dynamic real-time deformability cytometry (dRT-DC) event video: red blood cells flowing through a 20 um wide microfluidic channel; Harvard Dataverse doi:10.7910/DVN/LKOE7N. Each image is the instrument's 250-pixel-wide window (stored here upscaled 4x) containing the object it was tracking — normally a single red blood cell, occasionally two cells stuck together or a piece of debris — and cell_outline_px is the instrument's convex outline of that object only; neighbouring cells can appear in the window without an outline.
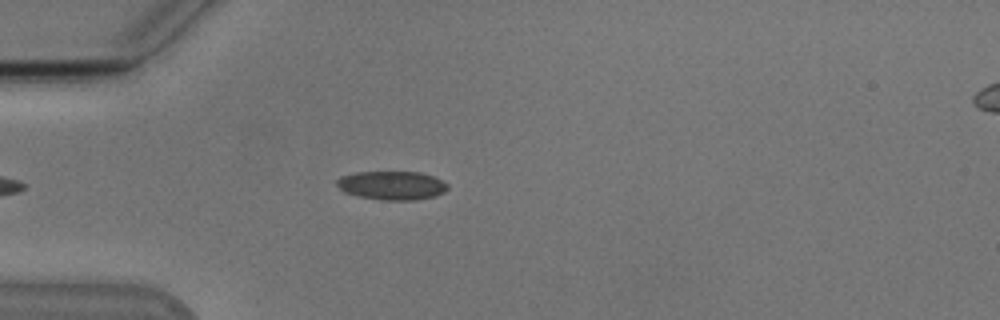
{"species": "Egyptian fruit bat (a non-hibernating species)", "species_latin": "Rousettus aegyptiacus", "temperature_condition": "cold", "stored_images_in_passage": 39, "camera_frame_rate_fps": 3000, "um_per_image_px": 0.085, "animal": {"sex": "male"}, "frame": {"image": 1, "passage_image": 1, "time_ms": 0.0, "image_size_px": [1000, 320], "cell_outline_px": [[448, 188], [444, 192], [436, 196], [416, 200], [384, 200], [360, 196], [344, 192], [336, 184], [336, 180], [340, 176], [356, 172], [420, 172], [432, 176], [448, 184]], "centroid_in_image_um": [33.31, 15.76], "position_along_channel_um": 51.7, "area_um2": 18.5}}
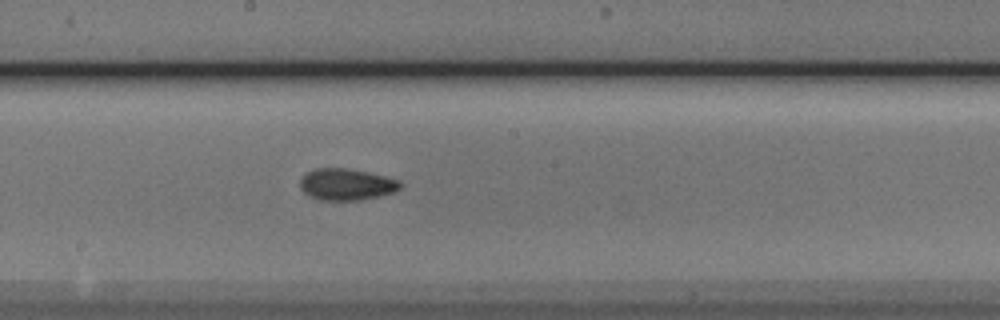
{"frame": {"image": 2, "passage_image": 15, "time_ms": 4.667, "image_size_px": [1000, 320], "cell_outline_px": [[404, 184], [400, 188], [392, 192], [380, 196], [360, 200], [320, 200], [304, 192], [300, 188], [300, 180], [308, 172], [316, 168], [348, 168], [368, 172], [400, 180]], "centroid_in_image_um": [29.48, 15.67], "position_along_channel_um": 218.7, "area_um2": 18.38}}
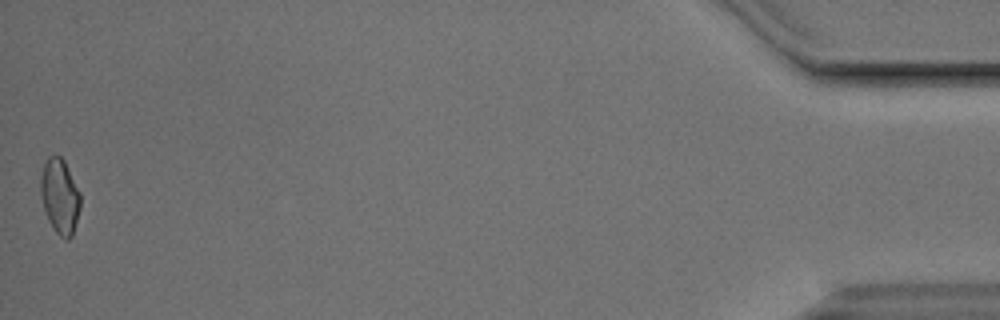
{"frame": {"image": 3, "passage_image": 39, "time_ms": 12.667, "image_size_px": [1000, 320], "cell_outline_px": [[80, 208], [72, 236], [68, 240], [64, 240], [56, 232], [48, 220], [44, 208], [40, 192], [40, 180], [44, 164], [48, 156], [60, 156], [64, 160], [80, 192]], "centroid_in_image_um": [5.09, 16.7], "position_along_channel_um": 430.1, "area_um2": 17.28}, "authors_computed_cell_mechanics": {"area_um2": 17.7446, "velocity_mm_per_s": 3.8344, "shape_relaxation_time_tau1_ms": 8.8599, "shape_relaxation_time_tau2_ms": 2.9336, "deformation_change_tau1": 0.1486, "deformation_change_tau2": 0.0858}}